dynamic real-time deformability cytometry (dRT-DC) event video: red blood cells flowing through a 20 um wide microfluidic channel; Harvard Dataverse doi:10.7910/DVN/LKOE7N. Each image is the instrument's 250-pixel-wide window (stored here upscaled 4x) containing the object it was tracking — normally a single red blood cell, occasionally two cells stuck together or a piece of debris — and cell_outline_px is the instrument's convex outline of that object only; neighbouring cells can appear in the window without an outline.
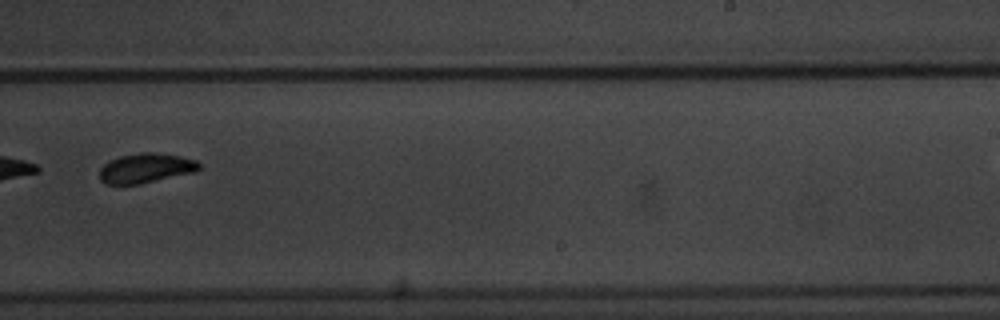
{"species": "common noctule bat (a hibernating species)", "species_latin": "Nyctalus noctula", "temperature_condition": "warm", "stored_images_in_passage": 11, "camera_frame_rate_fps": 3000, "um_per_image_px": 0.085, "animal": {"sex": "male", "body_mass_g": 20.1, "forearm_length_mm": 53.5}, "frame": {"image": 1, "passage_image": 8, "time_ms": 9.333, "image_size_px": [1000, 320], "cell_outline_px": [[200, 168], [196, 172], [140, 184], [104, 184], [100, 180], [100, 168], [108, 160], [120, 156], [140, 152], [156, 152], [180, 156], [196, 160], [200, 164]], "centroid_in_image_um": [12.39, 14.29], "position_along_channel_um": 276.6, "area_um2": 17.4}}